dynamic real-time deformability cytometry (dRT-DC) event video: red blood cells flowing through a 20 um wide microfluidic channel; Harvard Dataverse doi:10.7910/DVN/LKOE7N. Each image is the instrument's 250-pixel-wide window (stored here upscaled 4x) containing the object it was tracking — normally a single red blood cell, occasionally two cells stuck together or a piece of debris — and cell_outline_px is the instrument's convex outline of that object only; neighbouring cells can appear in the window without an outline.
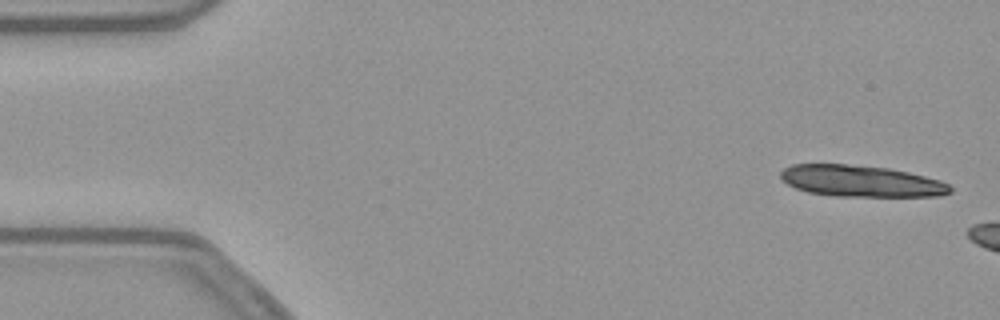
{"species": "common noctule bat (a hibernating species)", "species_latin": "Nyctalus noctula", "temperature_condition": "warm", "stored_images_in_passage": 12, "camera_frame_rate_fps": 3000, "um_per_image_px": 0.085, "animal": {"sex": "female", "body_mass_g": 21.9}, "frame": {"image": 1, "passage_image": 2, "time_ms": 0.333, "image_size_px": [1000, 320], "cell_outline_px": [[952, 192], [940, 196], [836, 196], [808, 192], [796, 188], [780, 180], [780, 172], [784, 168], [792, 164], [844, 164], [888, 168], [908, 172], [940, 180], [948, 184], [952, 188]], "centroid_in_image_um": [73.17, 15.39], "position_along_channel_um": 11.8, "area_um2": 31.04}}